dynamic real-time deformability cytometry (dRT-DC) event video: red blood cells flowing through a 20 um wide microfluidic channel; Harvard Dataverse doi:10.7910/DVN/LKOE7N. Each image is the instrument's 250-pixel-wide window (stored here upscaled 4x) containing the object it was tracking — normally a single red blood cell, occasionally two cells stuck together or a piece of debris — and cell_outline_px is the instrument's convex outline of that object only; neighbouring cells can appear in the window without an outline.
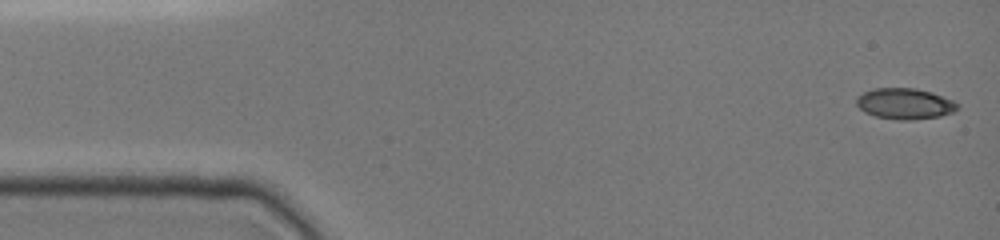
{"species": "common noctule bat (a hibernating species)", "species_latin": "Nyctalus noctula", "temperature_condition": "cold", "stored_images_in_passage": 17, "camera_frame_rate_fps": 3000, "um_per_image_px": 0.085, "animal": {"sex": "female", "body_mass_g": 19.0, "forearm_length_mm": 51.5}, "frame": {"image": 1, "passage_image": 1, "time_ms": 0.0, "image_size_px": [1000, 240], "cell_outline_px": [[960, 108], [952, 112], [940, 116], [912, 120], [900, 120], [876, 116], [864, 112], [856, 104], [856, 96], [872, 88], [916, 88], [932, 92], [952, 100], [960, 104]], "centroid_in_image_um": [76.91, 8.81], "position_along_channel_um": 8.1, "area_um2": 18.32}}
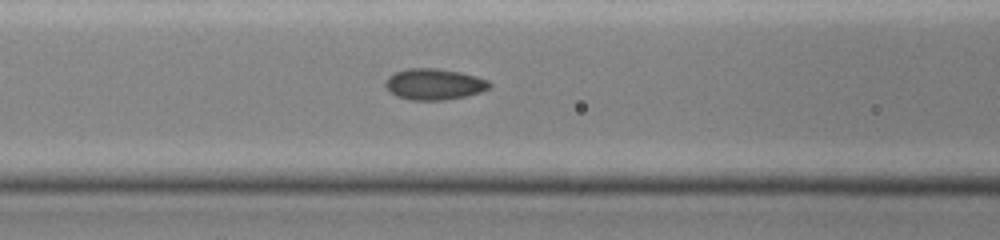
{"frame": {"image": 2, "passage_image": 10, "time_ms": 6.0, "image_size_px": [1000, 240], "cell_outline_px": [[492, 84], [488, 88], [480, 92], [468, 96], [444, 100], [412, 100], [396, 96], [388, 92], [384, 84], [388, 76], [396, 72], [408, 68], [436, 68], [460, 72], [476, 76], [488, 80]], "centroid_in_image_um": [36.89, 7.16], "position_along_channel_um": 129.7, "area_um2": 19.02}}
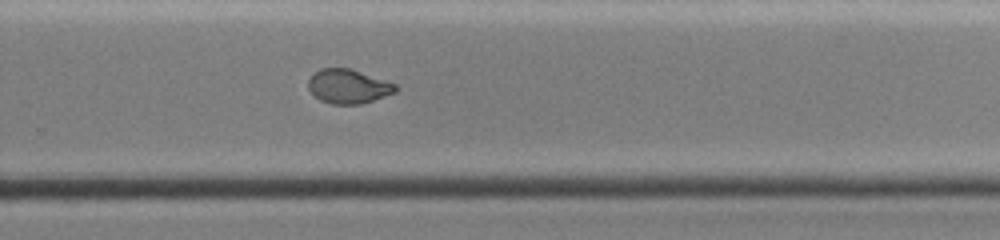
{"frame": {"image": 3, "passage_image": 17, "time_ms": 10.333, "image_size_px": [1000, 240], "cell_outline_px": [[400, 88], [396, 92], [360, 104], [332, 104], [320, 100], [308, 88], [308, 80], [312, 72], [320, 68], [348, 68], [396, 84]], "centroid_in_image_um": [29.58, 7.33], "position_along_channel_um": 300.2, "area_um2": 17.28}}